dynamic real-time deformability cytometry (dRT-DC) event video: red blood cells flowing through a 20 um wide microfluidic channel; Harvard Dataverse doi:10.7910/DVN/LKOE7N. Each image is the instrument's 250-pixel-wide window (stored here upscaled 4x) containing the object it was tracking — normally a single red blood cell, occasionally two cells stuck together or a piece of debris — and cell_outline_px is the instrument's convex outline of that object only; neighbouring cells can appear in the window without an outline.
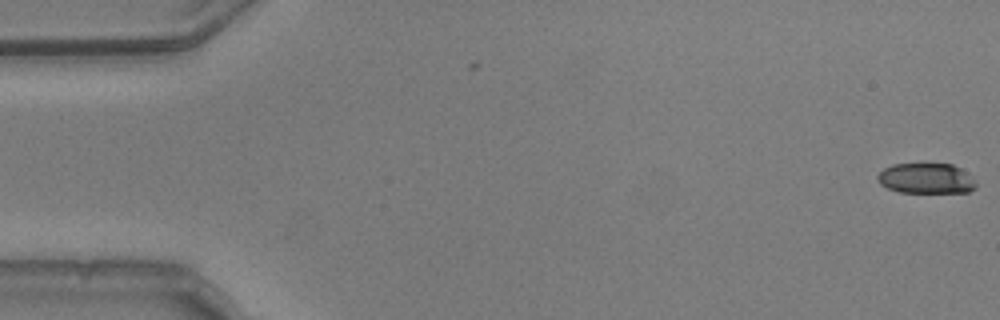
{"species": "common noctule bat (a hibernating species)", "species_latin": "Nyctalus noctula", "temperature_condition": "warm", "stored_images_in_passage": 5, "camera_frame_rate_fps": 3000, "um_per_image_px": 0.085, "animal": {"sex": "male", "body_mass_g": 20.5, "forearm_length_mm": 52.5}, "frame": {"image": 1, "passage_image": 5, "time_ms": 1.333, "image_size_px": [1000, 320], "cell_outline_px": [[976, 188], [968, 192], [900, 192], [888, 188], [880, 184], [876, 176], [884, 168], [892, 164], [924, 160], [952, 164], [960, 168], [972, 176], [976, 184]], "centroid_in_image_um": [78.71, 15.1], "position_along_channel_um": 6.3, "area_um2": 18.26}}